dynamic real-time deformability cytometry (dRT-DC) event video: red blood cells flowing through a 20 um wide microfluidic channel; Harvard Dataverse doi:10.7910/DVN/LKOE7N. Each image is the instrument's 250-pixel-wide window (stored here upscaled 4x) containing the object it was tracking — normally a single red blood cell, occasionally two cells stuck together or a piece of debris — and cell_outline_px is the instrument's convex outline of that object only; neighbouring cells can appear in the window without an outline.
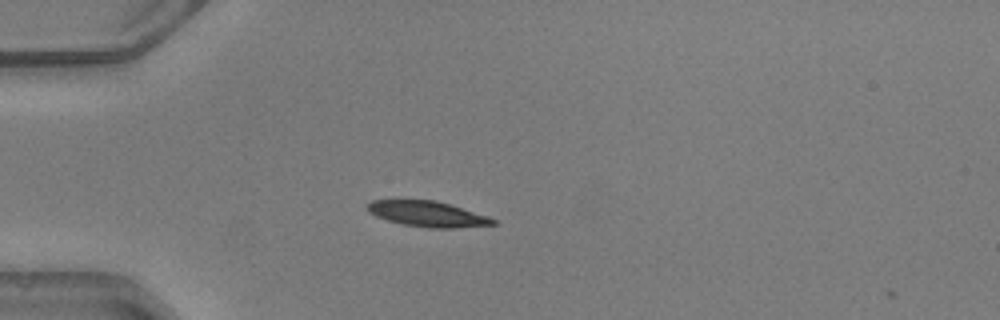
{"species": "common noctule bat (a hibernating species)", "species_latin": "Nyctalus noctula", "temperature_condition": "warm", "stored_images_in_passage": 37, "camera_frame_rate_fps": 3000, "um_per_image_px": 0.085, "animal": {"sex": "male", "body_mass_g": 20.5, "forearm_length_mm": 52.5}, "frame": {"image": 1, "passage_image": 1, "time_ms": 0.0, "image_size_px": [1000, 320], "cell_outline_px": [[496, 224], [452, 228], [432, 228], [404, 224], [388, 220], [376, 216], [368, 212], [368, 204], [372, 200], [436, 200], [488, 216], [496, 220]], "centroid_in_image_um": [36.35, 18.18], "position_along_channel_um": 48.7, "area_um2": 18.38}}
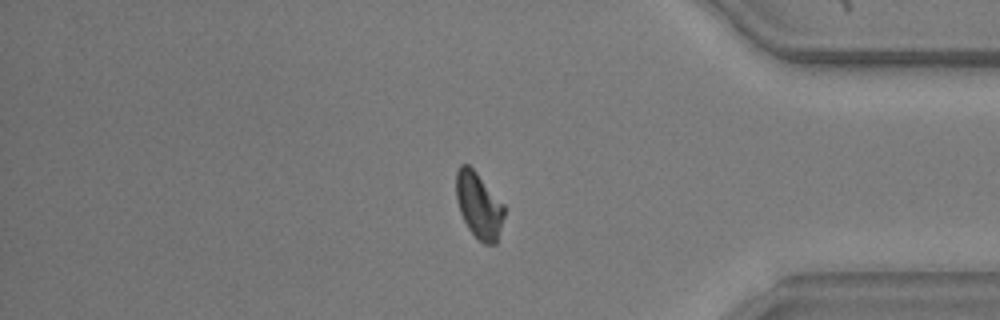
{"frame": {"image": 2, "passage_image": 29, "time_ms": 9.333, "image_size_px": [1000, 320], "cell_outline_px": [[504, 216], [496, 244], [484, 244], [468, 228], [460, 212], [456, 200], [456, 172], [460, 164], [468, 164], [476, 172], [504, 204]], "centroid_in_image_um": [40.69, 17.44], "position_along_channel_um": 394.5, "area_um2": 18.32}}
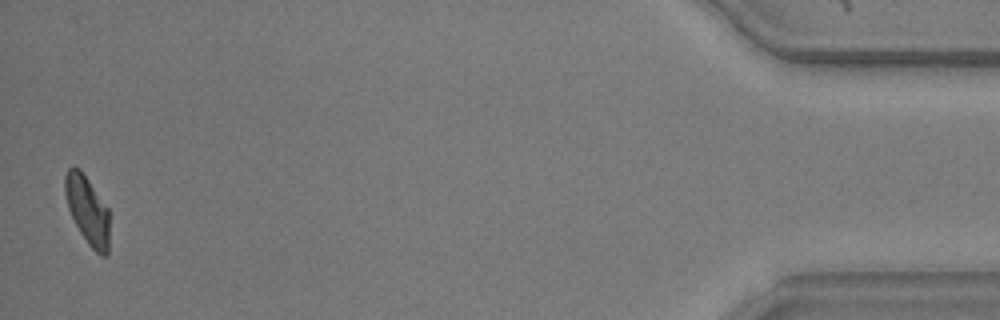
{"frame": {"image": 3, "passage_image": 36, "time_ms": 11.667, "image_size_px": [1000, 320], "cell_outline_px": [[108, 252], [104, 256], [100, 256], [88, 244], [80, 232], [68, 208], [64, 192], [64, 176], [68, 168], [80, 168], [108, 208]], "centroid_in_image_um": [7.41, 17.85], "position_along_channel_um": 427.8, "area_um2": 17.46}, "authors_computed_cell_mechanics": {"area_um2": 18.785, "velocity_mm_per_s": 4.1215, "shape_relaxation_time_tau1_ms": 3.3482, "shape_relaxation_time_tau2_ms": 2.1641, "deformation_change_tau1": 0.149, "deformation_change_tau2": 0.0664}}